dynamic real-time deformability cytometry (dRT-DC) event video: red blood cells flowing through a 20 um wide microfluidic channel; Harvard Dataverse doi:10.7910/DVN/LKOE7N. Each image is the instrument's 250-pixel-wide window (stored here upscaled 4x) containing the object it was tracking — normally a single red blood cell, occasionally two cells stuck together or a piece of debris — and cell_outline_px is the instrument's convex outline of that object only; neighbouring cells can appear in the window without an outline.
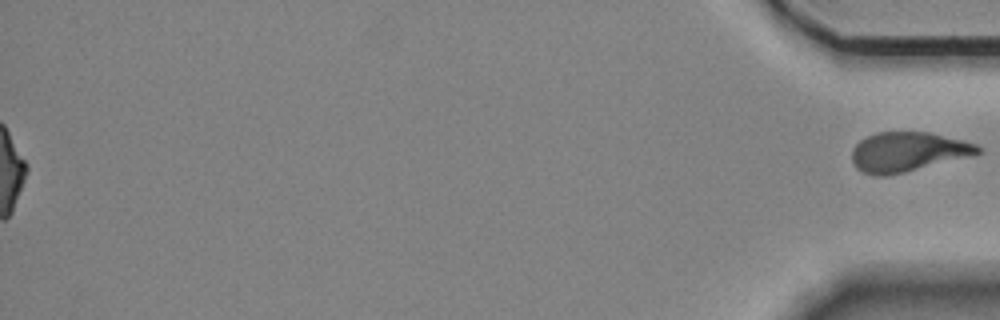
{"species": "Egyptian fruit bat (a non-hibernating species)", "species_latin": "Rousettus aegyptiacus", "temperature_condition": "room temperature", "stored_images_in_passage": 15, "segment_of_instrument_passage": [2, 2], "camera_frame_rate_fps": 3000, "um_per_image_px": 0.085, "animal": {"sex": "female"}, "frame": {"image": 1, "passage_image": 15, "time_ms": 17.667, "image_size_px": [1000, 320], "cell_outline_px": [[984, 152], [888, 176], [872, 176], [856, 168], [852, 160], [852, 148], [860, 140], [876, 132], [928, 132], [964, 140], [976, 144]], "centroid_in_image_um": [77.13, 12.9], "position_along_channel_um": 358.1, "area_um2": 28.84}}